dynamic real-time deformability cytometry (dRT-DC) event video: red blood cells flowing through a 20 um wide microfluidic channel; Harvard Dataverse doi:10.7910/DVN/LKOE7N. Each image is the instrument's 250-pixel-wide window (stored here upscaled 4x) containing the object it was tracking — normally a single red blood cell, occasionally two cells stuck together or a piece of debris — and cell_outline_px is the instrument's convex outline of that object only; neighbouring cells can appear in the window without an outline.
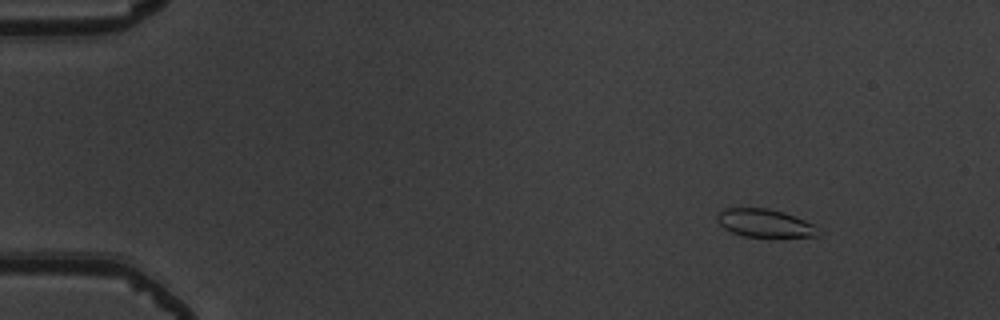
{"species": "common noctule bat (a hibernating species)", "species_latin": "Nyctalus noctula", "temperature_condition": "warm", "stored_images_in_passage": 6, "camera_frame_rate_fps": 3000, "um_per_image_px": 0.085, "animal": {"sex": "male", "body_mass_g": 19.5, "forearm_length_mm": 54.6}, "frame": {"image": 1, "passage_image": 2, "time_ms": 0.333, "image_size_px": [1000, 320], "cell_outline_px": [[816, 236], [744, 236], [732, 232], [724, 228], [720, 224], [716, 216], [724, 208], [768, 208], [784, 212], [804, 220], [812, 224]], "centroid_in_image_um": [64.91, 18.94], "position_along_channel_um": 20.1, "area_um2": 15.9}}
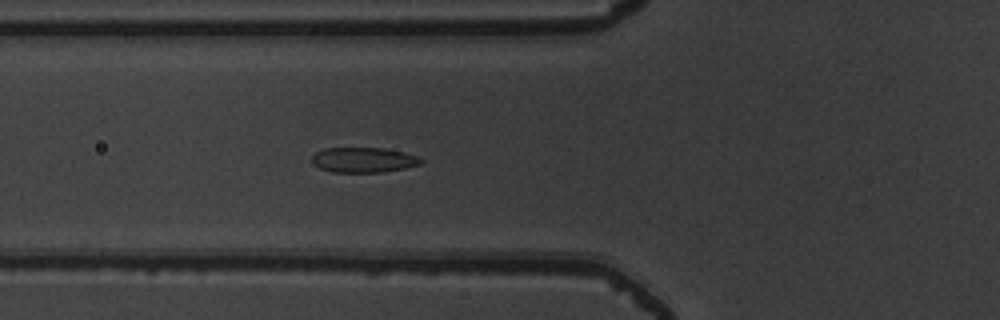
{"frame": {"image": 2, "passage_image": 6, "time_ms": 1.667, "image_size_px": [1000, 320], "cell_outline_px": [[424, 160], [420, 164], [404, 168], [384, 172], [332, 172], [320, 168], [312, 164], [312, 156], [316, 152], [324, 148], [384, 148], [404, 152], [416, 156]], "centroid_in_image_um": [30.88, 13.59], "position_along_channel_um": 94.9, "area_um2": 15.95}}